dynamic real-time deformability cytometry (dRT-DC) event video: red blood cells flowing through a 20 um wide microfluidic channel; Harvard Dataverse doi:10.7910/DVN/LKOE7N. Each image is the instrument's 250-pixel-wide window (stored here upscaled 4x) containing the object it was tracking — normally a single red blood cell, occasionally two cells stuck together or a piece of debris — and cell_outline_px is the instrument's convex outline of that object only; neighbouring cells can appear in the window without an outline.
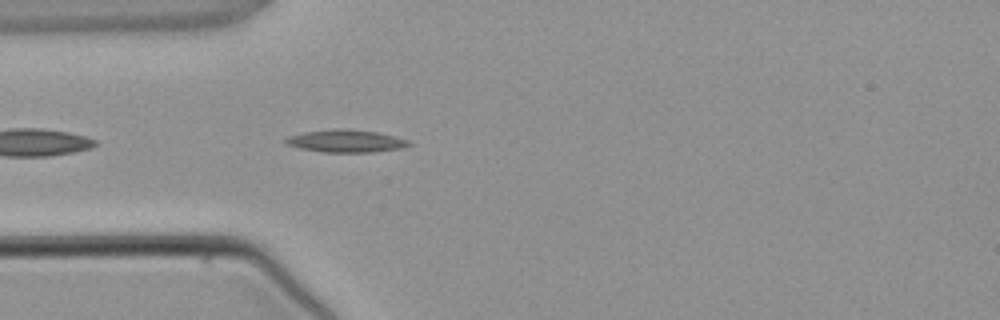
{"species": "common noctule bat (a hibernating species)", "species_latin": "Nyctalus noctula", "temperature_condition": "warm", "stored_images_in_passage": 3, "segment_of_instrument_passage": [2, 2], "camera_frame_rate_fps": 3000, "um_per_image_px": 0.085, "animal": {"sex": "male", "body_mass_g": 21.5, "forearm_length_mm": 52.0}, "frame": {"image": 1, "passage_image": 3, "time_ms": 2.333, "image_size_px": [1000, 320], "cell_outline_px": [[412, 144], [404, 148], [372, 152], [324, 152], [300, 148], [288, 144], [284, 140], [288, 136], [304, 132], [332, 128], [340, 128], [376, 132], [396, 136], [408, 140]], "centroid_in_image_um": [29.44, 11.98], "position_along_channel_um": 55.6, "area_um2": 16.18}}